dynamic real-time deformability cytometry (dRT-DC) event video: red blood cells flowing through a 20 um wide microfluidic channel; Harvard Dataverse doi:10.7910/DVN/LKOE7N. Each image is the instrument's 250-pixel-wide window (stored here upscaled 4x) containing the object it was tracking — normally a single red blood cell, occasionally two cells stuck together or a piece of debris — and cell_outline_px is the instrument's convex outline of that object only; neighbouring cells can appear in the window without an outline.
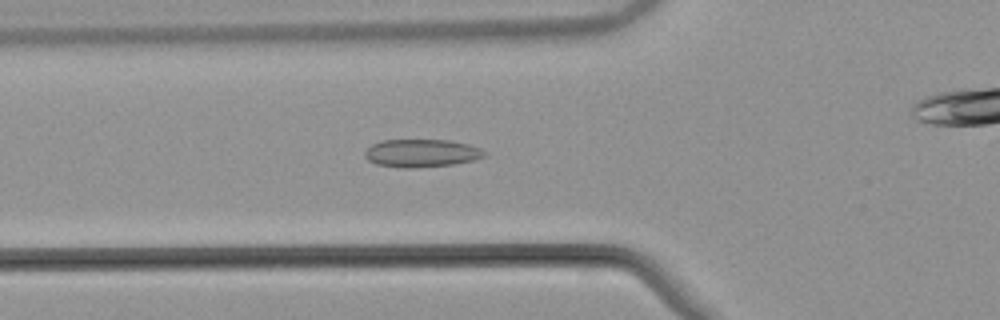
{"species": "common noctule bat (a hibernating species)", "species_latin": "Nyctalus noctula", "temperature_condition": "warm", "stored_images_in_passage": 41, "camera_frame_rate_fps": 3000, "um_per_image_px": 0.085, "animal": {"sex": "male", "body_mass_g": 21.5, "forearm_length_mm": 52.0}, "frame": {"image": 1, "passage_image": 6, "time_ms": 1.667, "image_size_px": [1000, 320], "cell_outline_px": [[488, 152], [484, 156], [472, 160], [452, 164], [416, 168], [400, 168], [376, 164], [368, 160], [364, 156], [364, 152], [372, 144], [380, 140], [448, 140], [468, 144], [480, 148]], "centroid_in_image_um": [35.8, 13.02], "position_along_channel_um": 90.0, "area_um2": 19.48}}
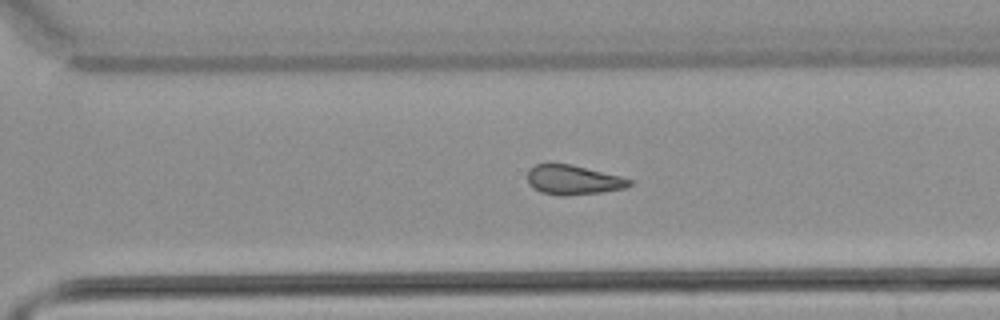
{"frame": {"image": 2, "passage_image": 24, "time_ms": 7.667, "image_size_px": [1000, 320], "cell_outline_px": [[632, 184], [624, 188], [600, 192], [568, 196], [556, 196], [540, 192], [532, 188], [528, 184], [528, 168], [536, 164], [572, 164], [620, 176], [632, 180]], "centroid_in_image_um": [48.68, 15.3], "position_along_channel_um": 321.9, "area_um2": 17.69}}
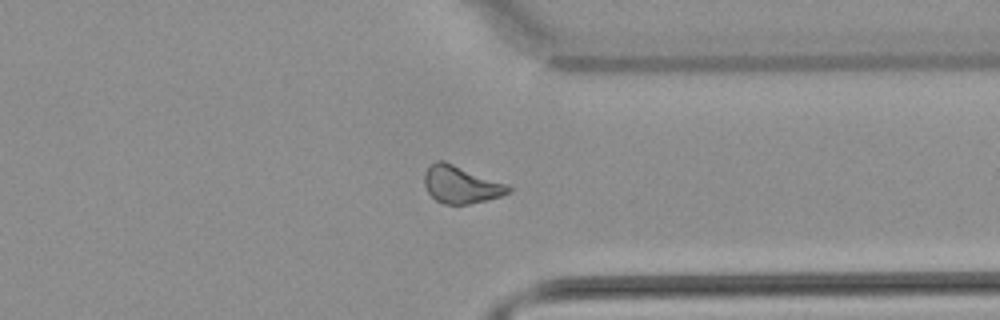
{"frame": {"image": 3, "passage_image": 28, "time_ms": 9.0, "image_size_px": [1000, 320], "cell_outline_px": [[512, 188], [508, 192], [500, 196], [488, 200], [468, 204], [444, 204], [436, 200], [428, 192], [424, 184], [424, 172], [436, 160], [444, 160], [508, 184]], "centroid_in_image_um": [39.18, 15.68], "position_along_channel_um": 372.2, "area_um2": 18.32}, "authors_computed_cell_mechanics": {"area_um2": 18.2648, "velocity_mm_per_s": 3.8671, "shape_relaxation_time_tau1_ms": null, "shape_relaxation_time_tau2_ms": 4.5745, "deformation_change_tau1": null, "deformation_change_tau2": 0.1136}}